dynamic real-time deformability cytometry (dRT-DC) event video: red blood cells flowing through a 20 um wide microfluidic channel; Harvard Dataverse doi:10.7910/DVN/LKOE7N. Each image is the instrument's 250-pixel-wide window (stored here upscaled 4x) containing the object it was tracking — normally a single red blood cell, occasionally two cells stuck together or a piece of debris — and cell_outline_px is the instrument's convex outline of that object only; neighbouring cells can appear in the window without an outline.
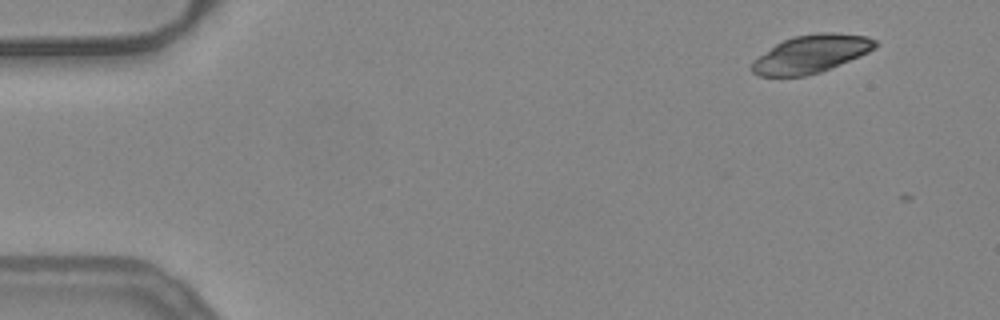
{"species": "common noctule bat (a hibernating species)", "species_latin": "Nyctalus noctula", "temperature_condition": "warm", "stored_images_in_passage": 5, "camera_frame_rate_fps": 3000, "um_per_image_px": 0.085, "animal": {"sex": "female", "body_mass_g": 24.6, "forearm_length_mm": 56.2}, "frame": {"image": 1, "passage_image": 1, "time_ms": 0.0, "image_size_px": [1000, 320], "cell_outline_px": [[876, 48], [860, 56], [820, 72], [804, 76], [760, 76], [752, 72], [752, 60], [776, 44], [784, 40], [796, 36], [820, 32], [832, 32], [868, 36], [876, 40]], "centroid_in_image_um": [68.95, 4.58], "position_along_channel_um": 16.1, "area_um2": 27.05}}